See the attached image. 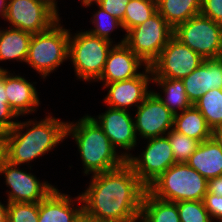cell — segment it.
Returning <instances> with one entry per match:
<instances>
[{
	"label": "cell",
	"mask_w": 222,
	"mask_h": 222,
	"mask_svg": "<svg viewBox=\"0 0 222 222\" xmlns=\"http://www.w3.org/2000/svg\"><path fill=\"white\" fill-rule=\"evenodd\" d=\"M203 61L204 58L173 36L150 68L153 78L183 79Z\"/></svg>",
	"instance_id": "cell-10"
},
{
	"label": "cell",
	"mask_w": 222,
	"mask_h": 222,
	"mask_svg": "<svg viewBox=\"0 0 222 222\" xmlns=\"http://www.w3.org/2000/svg\"><path fill=\"white\" fill-rule=\"evenodd\" d=\"M35 83L29 82L19 74L13 75L5 70L7 101L18 116L35 113L37 107L41 105L36 87L33 85Z\"/></svg>",
	"instance_id": "cell-19"
},
{
	"label": "cell",
	"mask_w": 222,
	"mask_h": 222,
	"mask_svg": "<svg viewBox=\"0 0 222 222\" xmlns=\"http://www.w3.org/2000/svg\"><path fill=\"white\" fill-rule=\"evenodd\" d=\"M157 12V0H130L126 6L124 19L121 21L123 30L143 24Z\"/></svg>",
	"instance_id": "cell-26"
},
{
	"label": "cell",
	"mask_w": 222,
	"mask_h": 222,
	"mask_svg": "<svg viewBox=\"0 0 222 222\" xmlns=\"http://www.w3.org/2000/svg\"><path fill=\"white\" fill-rule=\"evenodd\" d=\"M194 106L201 112L212 130L222 124V89L209 90Z\"/></svg>",
	"instance_id": "cell-27"
},
{
	"label": "cell",
	"mask_w": 222,
	"mask_h": 222,
	"mask_svg": "<svg viewBox=\"0 0 222 222\" xmlns=\"http://www.w3.org/2000/svg\"><path fill=\"white\" fill-rule=\"evenodd\" d=\"M19 117L10 107L5 90V70L0 71V135L8 133L18 122ZM16 120L14 121V119Z\"/></svg>",
	"instance_id": "cell-31"
},
{
	"label": "cell",
	"mask_w": 222,
	"mask_h": 222,
	"mask_svg": "<svg viewBox=\"0 0 222 222\" xmlns=\"http://www.w3.org/2000/svg\"><path fill=\"white\" fill-rule=\"evenodd\" d=\"M8 216V202L7 205L2 204L0 202V222H7Z\"/></svg>",
	"instance_id": "cell-40"
},
{
	"label": "cell",
	"mask_w": 222,
	"mask_h": 222,
	"mask_svg": "<svg viewBox=\"0 0 222 222\" xmlns=\"http://www.w3.org/2000/svg\"><path fill=\"white\" fill-rule=\"evenodd\" d=\"M0 174H4L7 190L8 203H39L54 188L48 181L41 182L27 170H20L18 165H14L5 160L2 164Z\"/></svg>",
	"instance_id": "cell-12"
},
{
	"label": "cell",
	"mask_w": 222,
	"mask_h": 222,
	"mask_svg": "<svg viewBox=\"0 0 222 222\" xmlns=\"http://www.w3.org/2000/svg\"><path fill=\"white\" fill-rule=\"evenodd\" d=\"M75 222H107L88 214L84 209L78 214Z\"/></svg>",
	"instance_id": "cell-37"
},
{
	"label": "cell",
	"mask_w": 222,
	"mask_h": 222,
	"mask_svg": "<svg viewBox=\"0 0 222 222\" xmlns=\"http://www.w3.org/2000/svg\"><path fill=\"white\" fill-rule=\"evenodd\" d=\"M212 139L222 147V124L212 130Z\"/></svg>",
	"instance_id": "cell-38"
},
{
	"label": "cell",
	"mask_w": 222,
	"mask_h": 222,
	"mask_svg": "<svg viewBox=\"0 0 222 222\" xmlns=\"http://www.w3.org/2000/svg\"><path fill=\"white\" fill-rule=\"evenodd\" d=\"M98 9L99 10H96L91 20L94 28L92 27V29H90L88 32L92 35L113 42L110 37L112 34L111 32L118 28H121L123 30L121 21L100 8L99 6Z\"/></svg>",
	"instance_id": "cell-29"
},
{
	"label": "cell",
	"mask_w": 222,
	"mask_h": 222,
	"mask_svg": "<svg viewBox=\"0 0 222 222\" xmlns=\"http://www.w3.org/2000/svg\"><path fill=\"white\" fill-rule=\"evenodd\" d=\"M182 82L192 105L209 90L222 89V57L204 59Z\"/></svg>",
	"instance_id": "cell-17"
},
{
	"label": "cell",
	"mask_w": 222,
	"mask_h": 222,
	"mask_svg": "<svg viewBox=\"0 0 222 222\" xmlns=\"http://www.w3.org/2000/svg\"><path fill=\"white\" fill-rule=\"evenodd\" d=\"M8 28L0 30V61L26 62L33 34L10 26ZM1 70L8 69L0 67Z\"/></svg>",
	"instance_id": "cell-21"
},
{
	"label": "cell",
	"mask_w": 222,
	"mask_h": 222,
	"mask_svg": "<svg viewBox=\"0 0 222 222\" xmlns=\"http://www.w3.org/2000/svg\"><path fill=\"white\" fill-rule=\"evenodd\" d=\"M5 160H6L5 142H4L3 136L0 135V170H1L2 164Z\"/></svg>",
	"instance_id": "cell-39"
},
{
	"label": "cell",
	"mask_w": 222,
	"mask_h": 222,
	"mask_svg": "<svg viewBox=\"0 0 222 222\" xmlns=\"http://www.w3.org/2000/svg\"><path fill=\"white\" fill-rule=\"evenodd\" d=\"M166 136L170 141L171 150L173 151L176 163H186L200 143L199 141L180 134L173 129H171Z\"/></svg>",
	"instance_id": "cell-28"
},
{
	"label": "cell",
	"mask_w": 222,
	"mask_h": 222,
	"mask_svg": "<svg viewBox=\"0 0 222 222\" xmlns=\"http://www.w3.org/2000/svg\"><path fill=\"white\" fill-rule=\"evenodd\" d=\"M152 83H155L157 87L160 86L163 90L164 96L152 89L173 115L192 106L186 95L182 79L153 78Z\"/></svg>",
	"instance_id": "cell-25"
},
{
	"label": "cell",
	"mask_w": 222,
	"mask_h": 222,
	"mask_svg": "<svg viewBox=\"0 0 222 222\" xmlns=\"http://www.w3.org/2000/svg\"><path fill=\"white\" fill-rule=\"evenodd\" d=\"M132 222H144L140 217H137L134 221Z\"/></svg>",
	"instance_id": "cell-44"
},
{
	"label": "cell",
	"mask_w": 222,
	"mask_h": 222,
	"mask_svg": "<svg viewBox=\"0 0 222 222\" xmlns=\"http://www.w3.org/2000/svg\"><path fill=\"white\" fill-rule=\"evenodd\" d=\"M144 222H180L176 202L153 196L146 190L139 216Z\"/></svg>",
	"instance_id": "cell-24"
},
{
	"label": "cell",
	"mask_w": 222,
	"mask_h": 222,
	"mask_svg": "<svg viewBox=\"0 0 222 222\" xmlns=\"http://www.w3.org/2000/svg\"><path fill=\"white\" fill-rule=\"evenodd\" d=\"M8 2L9 0H0V16H2L3 19L6 18Z\"/></svg>",
	"instance_id": "cell-41"
},
{
	"label": "cell",
	"mask_w": 222,
	"mask_h": 222,
	"mask_svg": "<svg viewBox=\"0 0 222 222\" xmlns=\"http://www.w3.org/2000/svg\"><path fill=\"white\" fill-rule=\"evenodd\" d=\"M48 114L40 121H18L8 133L2 135L9 163L19 167L24 163L29 165L64 141L67 122Z\"/></svg>",
	"instance_id": "cell-2"
},
{
	"label": "cell",
	"mask_w": 222,
	"mask_h": 222,
	"mask_svg": "<svg viewBox=\"0 0 222 222\" xmlns=\"http://www.w3.org/2000/svg\"><path fill=\"white\" fill-rule=\"evenodd\" d=\"M130 0H102L100 8L122 21L125 16L126 6Z\"/></svg>",
	"instance_id": "cell-35"
},
{
	"label": "cell",
	"mask_w": 222,
	"mask_h": 222,
	"mask_svg": "<svg viewBox=\"0 0 222 222\" xmlns=\"http://www.w3.org/2000/svg\"><path fill=\"white\" fill-rule=\"evenodd\" d=\"M157 11L175 29L200 14L201 0H157Z\"/></svg>",
	"instance_id": "cell-23"
},
{
	"label": "cell",
	"mask_w": 222,
	"mask_h": 222,
	"mask_svg": "<svg viewBox=\"0 0 222 222\" xmlns=\"http://www.w3.org/2000/svg\"><path fill=\"white\" fill-rule=\"evenodd\" d=\"M203 203L212 220L222 222V196H217L207 191L204 195Z\"/></svg>",
	"instance_id": "cell-33"
},
{
	"label": "cell",
	"mask_w": 222,
	"mask_h": 222,
	"mask_svg": "<svg viewBox=\"0 0 222 222\" xmlns=\"http://www.w3.org/2000/svg\"><path fill=\"white\" fill-rule=\"evenodd\" d=\"M94 117L92 118L102 128L112 146L115 149L122 148L125 150L122 156L127 160L132 155L129 151L134 149L138 143L134 119L129 110L108 107L104 113L97 116L98 118Z\"/></svg>",
	"instance_id": "cell-14"
},
{
	"label": "cell",
	"mask_w": 222,
	"mask_h": 222,
	"mask_svg": "<svg viewBox=\"0 0 222 222\" xmlns=\"http://www.w3.org/2000/svg\"><path fill=\"white\" fill-rule=\"evenodd\" d=\"M186 163L207 181L222 176V147L212 138L200 142Z\"/></svg>",
	"instance_id": "cell-20"
},
{
	"label": "cell",
	"mask_w": 222,
	"mask_h": 222,
	"mask_svg": "<svg viewBox=\"0 0 222 222\" xmlns=\"http://www.w3.org/2000/svg\"><path fill=\"white\" fill-rule=\"evenodd\" d=\"M146 190L125 162L116 169L93 174L80 196L88 214L107 222H132L140 216Z\"/></svg>",
	"instance_id": "cell-1"
},
{
	"label": "cell",
	"mask_w": 222,
	"mask_h": 222,
	"mask_svg": "<svg viewBox=\"0 0 222 222\" xmlns=\"http://www.w3.org/2000/svg\"><path fill=\"white\" fill-rule=\"evenodd\" d=\"M173 130L199 142L212 138V129L194 105L174 115Z\"/></svg>",
	"instance_id": "cell-22"
},
{
	"label": "cell",
	"mask_w": 222,
	"mask_h": 222,
	"mask_svg": "<svg viewBox=\"0 0 222 222\" xmlns=\"http://www.w3.org/2000/svg\"><path fill=\"white\" fill-rule=\"evenodd\" d=\"M68 136L77 144L84 175L110 171L126 162L122 152L112 146L102 128L88 114L75 123L67 121L66 138Z\"/></svg>",
	"instance_id": "cell-3"
},
{
	"label": "cell",
	"mask_w": 222,
	"mask_h": 222,
	"mask_svg": "<svg viewBox=\"0 0 222 222\" xmlns=\"http://www.w3.org/2000/svg\"><path fill=\"white\" fill-rule=\"evenodd\" d=\"M200 14L222 24V0H201Z\"/></svg>",
	"instance_id": "cell-34"
},
{
	"label": "cell",
	"mask_w": 222,
	"mask_h": 222,
	"mask_svg": "<svg viewBox=\"0 0 222 222\" xmlns=\"http://www.w3.org/2000/svg\"><path fill=\"white\" fill-rule=\"evenodd\" d=\"M147 140V145L141 155L135 157L131 155L126 160L146 187L176 163L166 135Z\"/></svg>",
	"instance_id": "cell-9"
},
{
	"label": "cell",
	"mask_w": 222,
	"mask_h": 222,
	"mask_svg": "<svg viewBox=\"0 0 222 222\" xmlns=\"http://www.w3.org/2000/svg\"><path fill=\"white\" fill-rule=\"evenodd\" d=\"M136 110L135 132L140 138L165 136L173 129L174 115L153 91Z\"/></svg>",
	"instance_id": "cell-13"
},
{
	"label": "cell",
	"mask_w": 222,
	"mask_h": 222,
	"mask_svg": "<svg viewBox=\"0 0 222 222\" xmlns=\"http://www.w3.org/2000/svg\"><path fill=\"white\" fill-rule=\"evenodd\" d=\"M77 32L74 35L70 32L68 59L74 66L77 79L96 82L102 74L108 54L115 44L90 34L88 30Z\"/></svg>",
	"instance_id": "cell-6"
},
{
	"label": "cell",
	"mask_w": 222,
	"mask_h": 222,
	"mask_svg": "<svg viewBox=\"0 0 222 222\" xmlns=\"http://www.w3.org/2000/svg\"><path fill=\"white\" fill-rule=\"evenodd\" d=\"M60 20L46 31L33 34L30 40L25 63L43 79L68 60L70 30Z\"/></svg>",
	"instance_id": "cell-5"
},
{
	"label": "cell",
	"mask_w": 222,
	"mask_h": 222,
	"mask_svg": "<svg viewBox=\"0 0 222 222\" xmlns=\"http://www.w3.org/2000/svg\"><path fill=\"white\" fill-rule=\"evenodd\" d=\"M60 19V16L40 0H9L4 21L11 28L32 34L46 31Z\"/></svg>",
	"instance_id": "cell-11"
},
{
	"label": "cell",
	"mask_w": 222,
	"mask_h": 222,
	"mask_svg": "<svg viewBox=\"0 0 222 222\" xmlns=\"http://www.w3.org/2000/svg\"><path fill=\"white\" fill-rule=\"evenodd\" d=\"M54 188L42 201L38 203V222H75L83 209L81 196L73 198L79 206L74 207V200L70 195L59 192ZM81 203V204H80ZM81 205V206H80Z\"/></svg>",
	"instance_id": "cell-18"
},
{
	"label": "cell",
	"mask_w": 222,
	"mask_h": 222,
	"mask_svg": "<svg viewBox=\"0 0 222 222\" xmlns=\"http://www.w3.org/2000/svg\"><path fill=\"white\" fill-rule=\"evenodd\" d=\"M102 2V0H81V4L83 6L90 7L93 3H96V5L98 6L100 3Z\"/></svg>",
	"instance_id": "cell-43"
},
{
	"label": "cell",
	"mask_w": 222,
	"mask_h": 222,
	"mask_svg": "<svg viewBox=\"0 0 222 222\" xmlns=\"http://www.w3.org/2000/svg\"><path fill=\"white\" fill-rule=\"evenodd\" d=\"M208 181L187 163H175L154 180L147 190L155 197L171 201H203Z\"/></svg>",
	"instance_id": "cell-4"
},
{
	"label": "cell",
	"mask_w": 222,
	"mask_h": 222,
	"mask_svg": "<svg viewBox=\"0 0 222 222\" xmlns=\"http://www.w3.org/2000/svg\"><path fill=\"white\" fill-rule=\"evenodd\" d=\"M174 29L157 11L143 24L125 34V44L148 66L173 37Z\"/></svg>",
	"instance_id": "cell-8"
},
{
	"label": "cell",
	"mask_w": 222,
	"mask_h": 222,
	"mask_svg": "<svg viewBox=\"0 0 222 222\" xmlns=\"http://www.w3.org/2000/svg\"><path fill=\"white\" fill-rule=\"evenodd\" d=\"M207 191L217 196H222V176L208 180Z\"/></svg>",
	"instance_id": "cell-36"
},
{
	"label": "cell",
	"mask_w": 222,
	"mask_h": 222,
	"mask_svg": "<svg viewBox=\"0 0 222 222\" xmlns=\"http://www.w3.org/2000/svg\"><path fill=\"white\" fill-rule=\"evenodd\" d=\"M40 1H43L44 3H46L48 6H50L58 15L59 12H58V6H57V2L56 0H40Z\"/></svg>",
	"instance_id": "cell-42"
},
{
	"label": "cell",
	"mask_w": 222,
	"mask_h": 222,
	"mask_svg": "<svg viewBox=\"0 0 222 222\" xmlns=\"http://www.w3.org/2000/svg\"><path fill=\"white\" fill-rule=\"evenodd\" d=\"M180 222H214L203 201L176 202Z\"/></svg>",
	"instance_id": "cell-30"
},
{
	"label": "cell",
	"mask_w": 222,
	"mask_h": 222,
	"mask_svg": "<svg viewBox=\"0 0 222 222\" xmlns=\"http://www.w3.org/2000/svg\"><path fill=\"white\" fill-rule=\"evenodd\" d=\"M144 70L131 79L104 84L103 87L108 88L103 100L106 106L127 111L130 106L136 105L137 108L152 92L148 90L149 83L153 80L152 70L150 66Z\"/></svg>",
	"instance_id": "cell-15"
},
{
	"label": "cell",
	"mask_w": 222,
	"mask_h": 222,
	"mask_svg": "<svg viewBox=\"0 0 222 222\" xmlns=\"http://www.w3.org/2000/svg\"><path fill=\"white\" fill-rule=\"evenodd\" d=\"M123 37L111 48L103 72L96 80L103 85L136 77L141 66H148L125 44Z\"/></svg>",
	"instance_id": "cell-16"
},
{
	"label": "cell",
	"mask_w": 222,
	"mask_h": 222,
	"mask_svg": "<svg viewBox=\"0 0 222 222\" xmlns=\"http://www.w3.org/2000/svg\"><path fill=\"white\" fill-rule=\"evenodd\" d=\"M173 36L204 59L222 57V24L201 14L174 29Z\"/></svg>",
	"instance_id": "cell-7"
},
{
	"label": "cell",
	"mask_w": 222,
	"mask_h": 222,
	"mask_svg": "<svg viewBox=\"0 0 222 222\" xmlns=\"http://www.w3.org/2000/svg\"><path fill=\"white\" fill-rule=\"evenodd\" d=\"M38 203H8L7 222H38Z\"/></svg>",
	"instance_id": "cell-32"
}]
</instances>
